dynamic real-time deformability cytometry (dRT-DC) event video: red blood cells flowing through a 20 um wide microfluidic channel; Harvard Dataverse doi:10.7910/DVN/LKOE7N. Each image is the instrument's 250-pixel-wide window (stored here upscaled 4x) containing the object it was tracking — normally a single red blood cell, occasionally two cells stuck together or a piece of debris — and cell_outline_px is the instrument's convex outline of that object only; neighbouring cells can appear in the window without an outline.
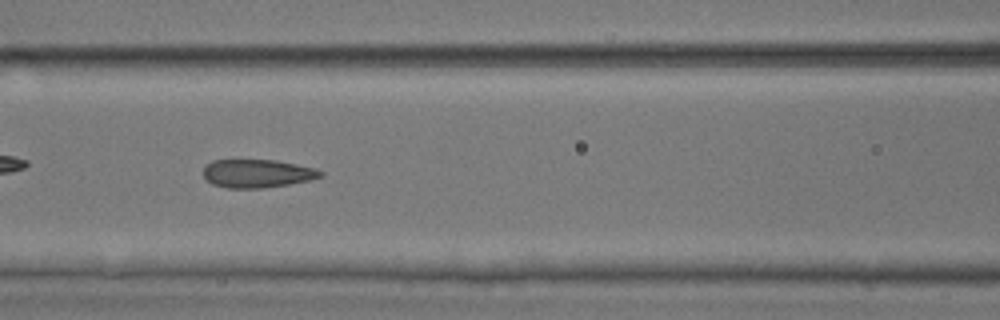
{"species": "common noctule bat (a hibernating species)", "species_latin": "Nyctalus noctula", "temperature_condition": "room temperature", "stored_images_in_passage": 38, "camera_frame_rate_fps": 3000, "um_per_image_px": 0.085, "animal": {"sex": "male", "body_mass_g": 17.9, "forearm_length_mm": 54.2}, "frame": {"image": 1, "passage_image": 9, "time_ms": 2.667, "image_size_px": [1000, 320], "cell_outline_px": [[324, 176], [308, 180], [288, 184], [264, 188], [228, 188], [212, 184], [204, 176], [204, 168], [212, 160], [276, 160], [316, 168], [324, 172]], "centroid_in_image_um": [21.89, 14.74], "position_along_channel_um": 144.7, "area_um2": 19.25}}
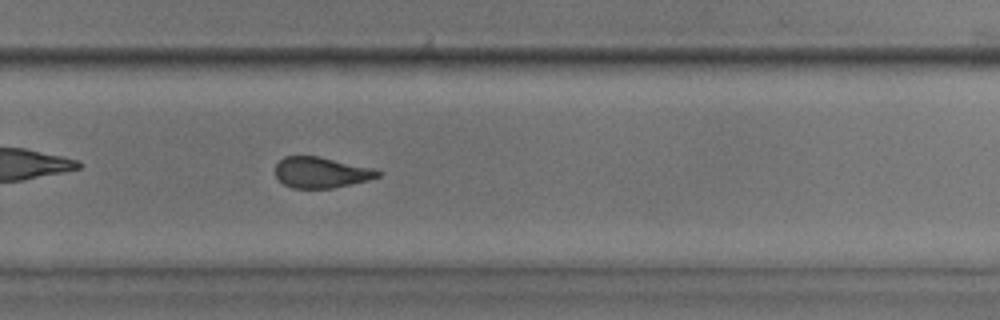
{"frame": {"image": 2, "passage_image": 21, "time_ms": 6.667, "image_size_px": [1000, 320], "cell_outline_px": [[384, 172], [380, 176], [368, 180], [332, 188], [292, 188], [284, 184], [276, 176], [276, 164], [284, 156], [320, 156], [372, 168]], "centroid_in_image_um": [27.31, 14.65], "position_along_channel_um": 302.5, "area_um2": 18.38}}
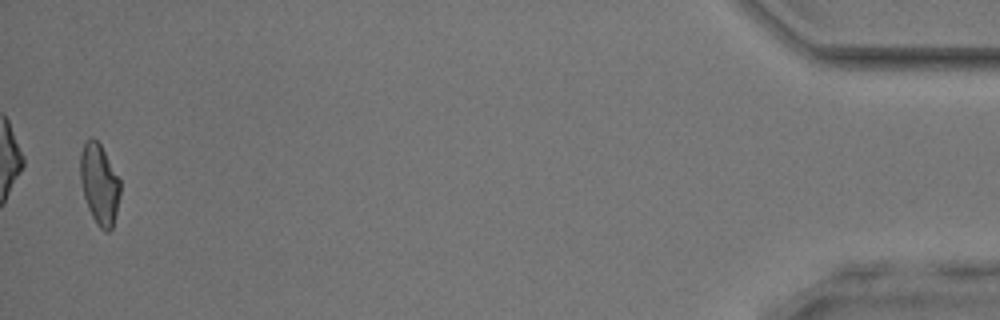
{"frame": {"image": 3, "passage_image": 37, "time_ms": 12.0, "image_size_px": [1000, 320], "cell_outline_px": [[120, 196], [112, 228], [108, 232], [104, 232], [96, 224], [88, 208], [84, 196], [80, 180], [80, 152], [84, 144], [92, 136], [100, 144], [120, 180]], "centroid_in_image_um": [8.44, 15.67], "position_along_channel_um": 426.8, "area_um2": 18.67}, "authors_computed_cell_mechanics": {"area_um2": 19.363, "velocity_mm_per_s": 3.9588, "shape_relaxation_time_tau1_ms": 9.8174, "shape_relaxation_time_tau2_ms": 1.5259, "deformation_change_tau1": 0.1855, "deformation_change_tau2": 0.0921}}